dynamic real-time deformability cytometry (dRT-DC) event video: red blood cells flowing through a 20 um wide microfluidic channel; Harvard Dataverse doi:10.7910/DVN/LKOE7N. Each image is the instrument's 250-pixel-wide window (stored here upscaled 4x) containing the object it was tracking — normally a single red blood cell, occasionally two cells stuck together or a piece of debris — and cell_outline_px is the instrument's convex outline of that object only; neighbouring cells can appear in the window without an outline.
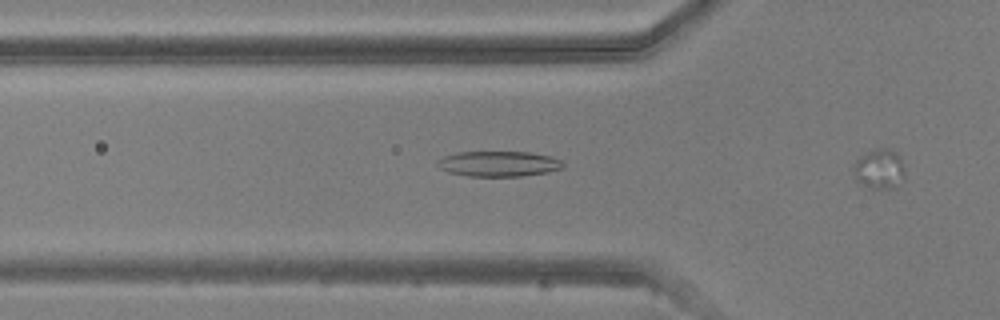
{"species": "common noctule bat (a hibernating species)", "species_latin": "Nyctalus noctula", "temperature_condition": "warm", "stored_images_in_passage": 8, "camera_frame_rate_fps": 3000, "um_per_image_px": 0.085, "animal": {"sex": "male", "body_mass_g": 20.5, "forearm_length_mm": 52.5}, "frame": {"image": 1, "passage_image": 5, "time_ms": 1.333, "image_size_px": [1000, 320], "cell_outline_px": [[564, 168], [548, 172], [520, 176], [468, 176], [448, 172], [440, 168], [436, 164], [436, 160], [444, 156], [456, 152], [528, 152], [548, 156], [560, 160], [564, 164]], "centroid_in_image_um": [42.35, 13.92], "position_along_channel_um": 83.5, "area_um2": 18.55}}